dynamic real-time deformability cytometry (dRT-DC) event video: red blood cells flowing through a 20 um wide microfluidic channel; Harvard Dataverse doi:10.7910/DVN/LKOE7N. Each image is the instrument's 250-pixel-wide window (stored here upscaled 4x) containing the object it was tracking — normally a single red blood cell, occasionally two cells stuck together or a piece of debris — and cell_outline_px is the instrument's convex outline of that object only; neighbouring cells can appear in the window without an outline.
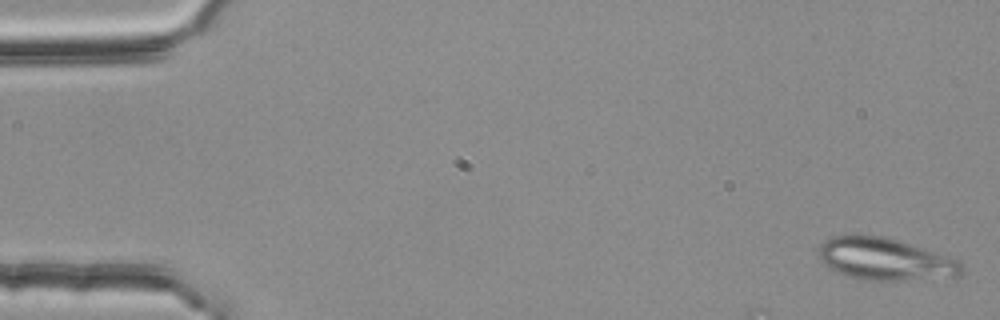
{"species": "common noctule bat (a hibernating species)", "species_latin": "Nyctalus noctula", "temperature_condition": "room temperature", "stored_images_in_passage": 16, "camera_frame_rate_fps": 3000, "um_per_image_px": 0.085, "animal": {"sex": "female", "body_mass_g": 25.1}, "frame": {"image": 1, "passage_image": 1, "time_ms": 0.0, "image_size_px": [1000, 320], "cell_outline_px": [[964, 272], [960, 276], [904, 280], [868, 280], [848, 276], [824, 264], [820, 260], [820, 244], [824, 240], [832, 236], [852, 232], [884, 236], [956, 260], [964, 264]], "centroid_in_image_um": [75.18, 22.0], "position_along_channel_um": 9.8, "area_um2": 34.97}}